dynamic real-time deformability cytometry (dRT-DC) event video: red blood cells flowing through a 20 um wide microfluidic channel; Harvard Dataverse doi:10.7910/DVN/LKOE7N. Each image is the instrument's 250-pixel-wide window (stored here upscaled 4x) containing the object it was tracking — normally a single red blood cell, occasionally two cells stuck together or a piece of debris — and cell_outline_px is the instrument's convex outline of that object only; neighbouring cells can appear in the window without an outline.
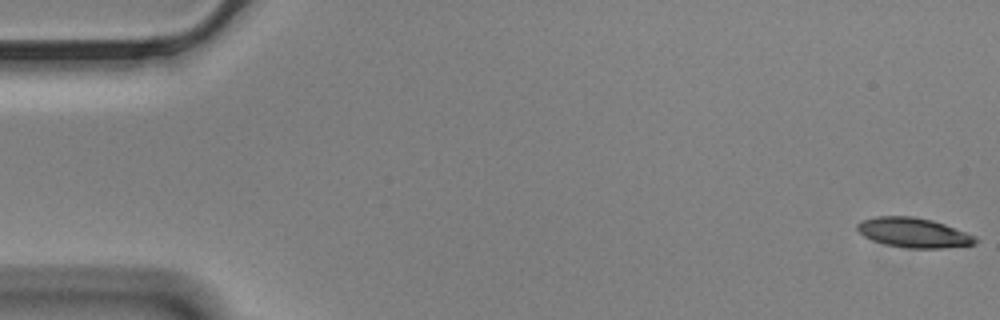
{"species": "Egyptian fruit bat (a non-hibernating species)", "species_latin": "Rousettus aegyptiacus", "temperature_condition": "cold", "stored_images_in_passage": 56, "segment_of_instrument_passage": [1, 2], "camera_frame_rate_fps": 3000, "um_per_image_px": 0.085, "animal": {"sex": "male"}, "frame": {"image": 1, "passage_image": 1, "time_ms": 0.0, "image_size_px": [1000, 320], "cell_outline_px": [[980, 240], [976, 244], [940, 248], [908, 248], [884, 244], [872, 240], [864, 236], [856, 228], [856, 224], [860, 220], [876, 216], [916, 216], [932, 220], [944, 224], [976, 236]], "centroid_in_image_um": [77.65, 19.77], "position_along_channel_um": 7.4, "area_um2": 20.58}}
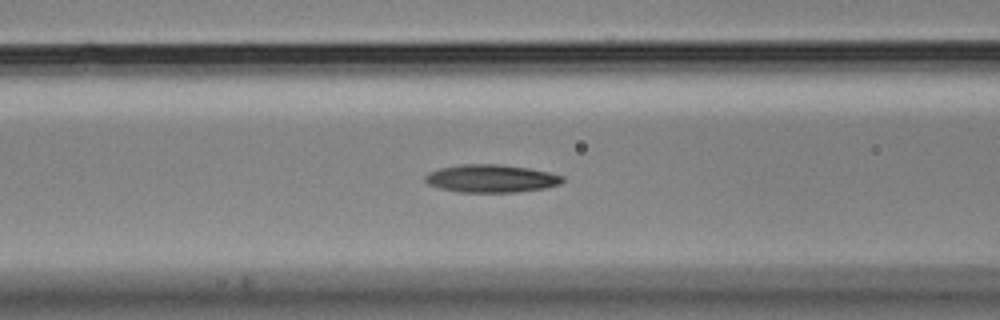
{"frame": {"image": 2, "passage_image": 23, "time_ms": 7.333, "image_size_px": [1000, 320], "cell_outline_px": [[564, 180], [560, 184], [544, 188], [516, 192], [456, 192], [440, 188], [428, 184], [424, 180], [424, 176], [428, 172], [440, 168], [464, 164], [500, 164], [528, 168], [548, 172], [564, 176]], "centroid_in_image_um": [41.73, 15.17], "position_along_channel_um": 124.9, "area_um2": 22.31}}
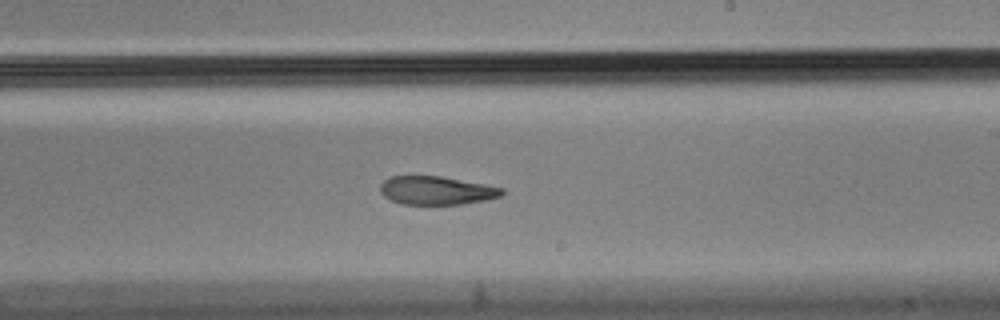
{"frame": {"image": 3, "passage_image": 34, "time_ms": 11.0, "image_size_px": [1000, 320], "cell_outline_px": [[504, 192], [500, 196], [488, 200], [460, 204], [400, 204], [384, 196], [380, 192], [380, 184], [384, 180], [392, 176], [440, 176], [484, 184], [504, 188]], "centroid_in_image_um": [37.1, 16.19], "position_along_channel_um": 251.9, "area_um2": 20.11}}